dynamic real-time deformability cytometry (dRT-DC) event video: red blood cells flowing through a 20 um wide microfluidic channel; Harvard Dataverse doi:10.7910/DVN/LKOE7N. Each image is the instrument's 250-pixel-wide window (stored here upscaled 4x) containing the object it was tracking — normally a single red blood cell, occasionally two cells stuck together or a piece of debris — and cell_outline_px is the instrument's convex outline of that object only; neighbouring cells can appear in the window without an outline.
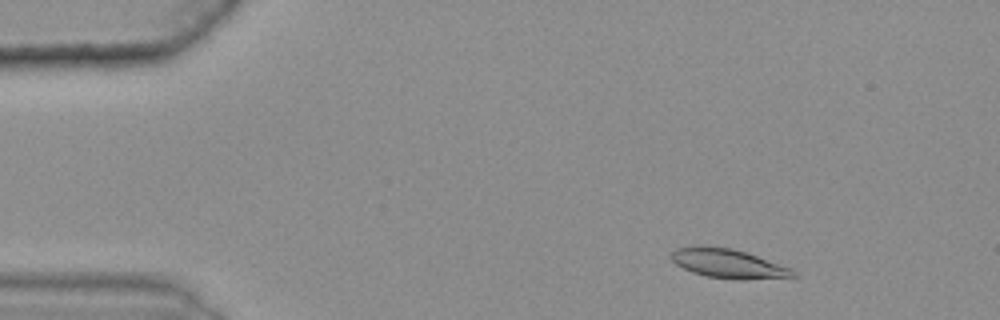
{"species": "common noctule bat (a hibernating species)", "species_latin": "Nyctalus noctula", "temperature_condition": "warm", "stored_images_in_passage": 45, "camera_frame_rate_fps": 3000, "um_per_image_px": 0.085, "animal": {"sex": "female", "body_mass_g": 25.1}, "frame": {"image": 1, "passage_image": 6, "time_ms": 1.667, "image_size_px": [1000, 320], "cell_outline_px": [[796, 276], [792, 280], [740, 280], [704, 276], [692, 272], [676, 264], [672, 260], [672, 252], [676, 248], [692, 244], [704, 244], [732, 248], [792, 268], [796, 272]], "centroid_in_image_um": [61.98, 22.42], "position_along_channel_um": 23.0, "area_um2": 21.62}}
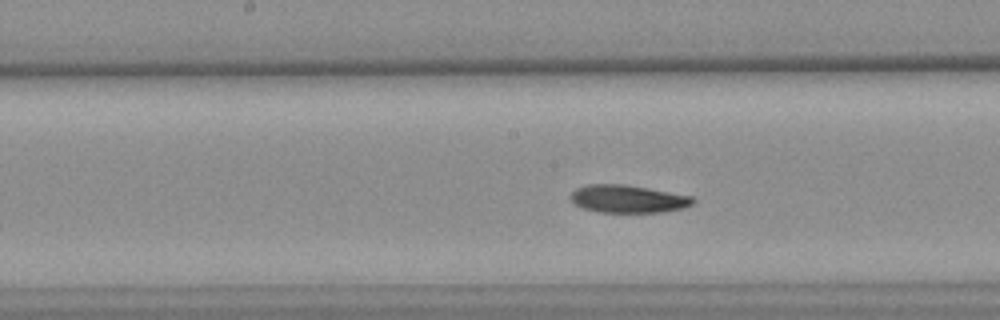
{"frame": {"image": 2, "passage_image": 27, "time_ms": 8.667, "image_size_px": [1000, 320], "cell_outline_px": [[696, 200], [692, 204], [684, 208], [664, 212], [600, 212], [584, 208], [576, 204], [572, 200], [572, 192], [576, 188], [588, 184], [624, 184], [648, 188], [692, 196]], "centroid_in_image_um": [53.42, 16.9], "position_along_channel_um": 194.8, "area_um2": 19.65}}
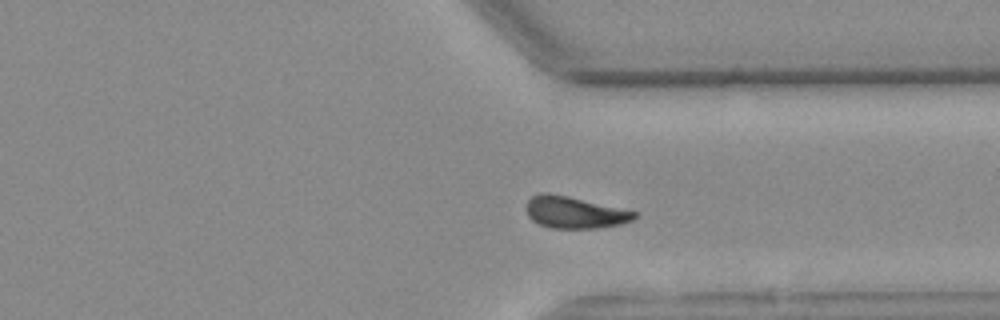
{"frame": {"image": 3, "passage_image": 41, "time_ms": 13.333, "image_size_px": [1000, 320], "cell_outline_px": [[636, 216], [632, 220], [620, 224], [596, 228], [548, 228], [532, 220], [528, 216], [528, 200], [532, 196], [540, 192], [548, 192], [568, 196], [636, 212]], "centroid_in_image_um": [48.8, 18.05], "position_along_channel_um": 362.6, "area_um2": 19.71}, "authors_computed_cell_mechanics": {"area_um2": 20.3456, "velocity_mm_per_s": 3.582, "shape_relaxation_time_tau1_ms": 4.7497, "shape_relaxation_time_tau2_ms": 9.1419, "deformation_change_tau1": 0.1328, "deformation_change_tau2": 0.163}}